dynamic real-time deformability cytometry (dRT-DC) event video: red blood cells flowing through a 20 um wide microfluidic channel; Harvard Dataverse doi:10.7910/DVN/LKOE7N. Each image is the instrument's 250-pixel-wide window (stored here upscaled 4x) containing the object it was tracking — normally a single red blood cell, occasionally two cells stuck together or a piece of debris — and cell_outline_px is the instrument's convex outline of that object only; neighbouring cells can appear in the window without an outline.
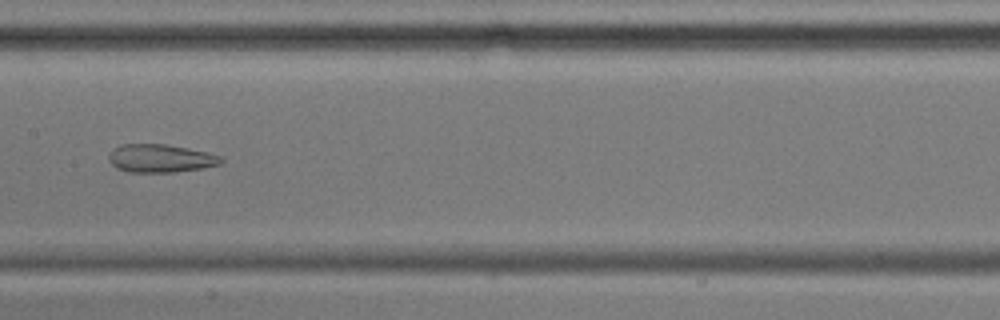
{"species": "common noctule bat (a hibernating species)", "species_latin": "Nyctalus noctula", "temperature_condition": "cold", "stored_images_in_passage": 38, "camera_frame_rate_fps": 3000, "um_per_image_px": 0.085, "animal": {"sex": "male", "body_mass_g": 17.9, "forearm_length_mm": 54.2}, "frame": {"image": 1, "passage_image": 12, "time_ms": 3.667, "image_size_px": [1000, 320], "cell_outline_px": [[224, 160], [220, 164], [200, 168], [176, 172], [128, 172], [116, 168], [108, 160], [108, 156], [120, 144], [164, 144], [188, 148], [220, 156]], "centroid_in_image_um": [13.62, 13.46], "position_along_channel_um": 193.8, "area_um2": 18.21}, "authors_computed_cell_mechanics": {"area_um2": 21.7617, "velocity_mm_per_s": 3.5872, "shape_relaxation_time_tau1_ms": null, "shape_relaxation_time_tau2_ms": 3.1463, "deformation_change_tau1": null, "deformation_change_tau2": 0.1175}}